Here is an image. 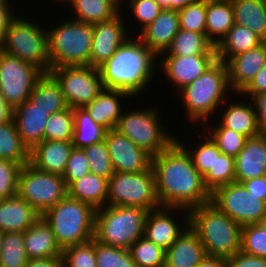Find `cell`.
Listing matches in <instances>:
<instances>
[{
    "label": "cell",
    "mask_w": 266,
    "mask_h": 267,
    "mask_svg": "<svg viewBox=\"0 0 266 267\" xmlns=\"http://www.w3.org/2000/svg\"><path fill=\"white\" fill-rule=\"evenodd\" d=\"M106 205L159 208L153 168L140 173L114 172L108 180Z\"/></svg>",
    "instance_id": "9c48e42d"
},
{
    "label": "cell",
    "mask_w": 266,
    "mask_h": 267,
    "mask_svg": "<svg viewBox=\"0 0 266 267\" xmlns=\"http://www.w3.org/2000/svg\"><path fill=\"white\" fill-rule=\"evenodd\" d=\"M211 203L241 226L256 224L266 213V201L236 181L216 188Z\"/></svg>",
    "instance_id": "5bb4252c"
},
{
    "label": "cell",
    "mask_w": 266,
    "mask_h": 267,
    "mask_svg": "<svg viewBox=\"0 0 266 267\" xmlns=\"http://www.w3.org/2000/svg\"><path fill=\"white\" fill-rule=\"evenodd\" d=\"M62 267H97L95 239L62 250Z\"/></svg>",
    "instance_id": "ee69618b"
},
{
    "label": "cell",
    "mask_w": 266,
    "mask_h": 267,
    "mask_svg": "<svg viewBox=\"0 0 266 267\" xmlns=\"http://www.w3.org/2000/svg\"><path fill=\"white\" fill-rule=\"evenodd\" d=\"M74 132L73 109L68 107L51 114L44 130L45 140L72 141Z\"/></svg>",
    "instance_id": "60d3db41"
},
{
    "label": "cell",
    "mask_w": 266,
    "mask_h": 267,
    "mask_svg": "<svg viewBox=\"0 0 266 267\" xmlns=\"http://www.w3.org/2000/svg\"><path fill=\"white\" fill-rule=\"evenodd\" d=\"M122 12L109 20L93 24L89 66L99 67L129 38Z\"/></svg>",
    "instance_id": "2e32d148"
},
{
    "label": "cell",
    "mask_w": 266,
    "mask_h": 267,
    "mask_svg": "<svg viewBox=\"0 0 266 267\" xmlns=\"http://www.w3.org/2000/svg\"><path fill=\"white\" fill-rule=\"evenodd\" d=\"M13 118V108L6 102L0 93V124L11 121Z\"/></svg>",
    "instance_id": "94428289"
},
{
    "label": "cell",
    "mask_w": 266,
    "mask_h": 267,
    "mask_svg": "<svg viewBox=\"0 0 266 267\" xmlns=\"http://www.w3.org/2000/svg\"><path fill=\"white\" fill-rule=\"evenodd\" d=\"M129 251L137 267L165 266V250L145 236L137 239Z\"/></svg>",
    "instance_id": "ab89813d"
},
{
    "label": "cell",
    "mask_w": 266,
    "mask_h": 267,
    "mask_svg": "<svg viewBox=\"0 0 266 267\" xmlns=\"http://www.w3.org/2000/svg\"><path fill=\"white\" fill-rule=\"evenodd\" d=\"M25 267H62V257L28 259Z\"/></svg>",
    "instance_id": "680465c9"
},
{
    "label": "cell",
    "mask_w": 266,
    "mask_h": 267,
    "mask_svg": "<svg viewBox=\"0 0 266 267\" xmlns=\"http://www.w3.org/2000/svg\"><path fill=\"white\" fill-rule=\"evenodd\" d=\"M179 30L177 10L163 9L155 20L142 29L136 37L159 57L170 47Z\"/></svg>",
    "instance_id": "44dd1931"
},
{
    "label": "cell",
    "mask_w": 266,
    "mask_h": 267,
    "mask_svg": "<svg viewBox=\"0 0 266 267\" xmlns=\"http://www.w3.org/2000/svg\"><path fill=\"white\" fill-rule=\"evenodd\" d=\"M90 173L87 157L82 148H73L64 174L62 175L66 186Z\"/></svg>",
    "instance_id": "f907efd6"
},
{
    "label": "cell",
    "mask_w": 266,
    "mask_h": 267,
    "mask_svg": "<svg viewBox=\"0 0 266 267\" xmlns=\"http://www.w3.org/2000/svg\"><path fill=\"white\" fill-rule=\"evenodd\" d=\"M43 73L34 64L0 50V93L13 109L30 99Z\"/></svg>",
    "instance_id": "4fadbf2b"
},
{
    "label": "cell",
    "mask_w": 266,
    "mask_h": 267,
    "mask_svg": "<svg viewBox=\"0 0 266 267\" xmlns=\"http://www.w3.org/2000/svg\"><path fill=\"white\" fill-rule=\"evenodd\" d=\"M157 58L138 37L136 40L129 37L98 67L103 87L126 92L131 99L136 98V95L146 91L157 72Z\"/></svg>",
    "instance_id": "7a4b0ae2"
},
{
    "label": "cell",
    "mask_w": 266,
    "mask_h": 267,
    "mask_svg": "<svg viewBox=\"0 0 266 267\" xmlns=\"http://www.w3.org/2000/svg\"><path fill=\"white\" fill-rule=\"evenodd\" d=\"M234 23L243 25L266 42V0H231Z\"/></svg>",
    "instance_id": "d6a6232c"
},
{
    "label": "cell",
    "mask_w": 266,
    "mask_h": 267,
    "mask_svg": "<svg viewBox=\"0 0 266 267\" xmlns=\"http://www.w3.org/2000/svg\"><path fill=\"white\" fill-rule=\"evenodd\" d=\"M223 103L222 114L219 115V123L228 129L234 130L246 137H253L261 133L257 124V117L253 102L246 101L231 104ZM225 107V108H224Z\"/></svg>",
    "instance_id": "83f0119b"
},
{
    "label": "cell",
    "mask_w": 266,
    "mask_h": 267,
    "mask_svg": "<svg viewBox=\"0 0 266 267\" xmlns=\"http://www.w3.org/2000/svg\"><path fill=\"white\" fill-rule=\"evenodd\" d=\"M117 0H73L69 7L74 10L72 20L82 23H99L117 15L121 6Z\"/></svg>",
    "instance_id": "836d02e7"
},
{
    "label": "cell",
    "mask_w": 266,
    "mask_h": 267,
    "mask_svg": "<svg viewBox=\"0 0 266 267\" xmlns=\"http://www.w3.org/2000/svg\"><path fill=\"white\" fill-rule=\"evenodd\" d=\"M0 255L1 267H25L28 257L23 232H7L3 236Z\"/></svg>",
    "instance_id": "f35d334b"
},
{
    "label": "cell",
    "mask_w": 266,
    "mask_h": 267,
    "mask_svg": "<svg viewBox=\"0 0 266 267\" xmlns=\"http://www.w3.org/2000/svg\"><path fill=\"white\" fill-rule=\"evenodd\" d=\"M128 9L141 25L139 32L152 23L163 10L155 0H129Z\"/></svg>",
    "instance_id": "816d5d0a"
},
{
    "label": "cell",
    "mask_w": 266,
    "mask_h": 267,
    "mask_svg": "<svg viewBox=\"0 0 266 267\" xmlns=\"http://www.w3.org/2000/svg\"><path fill=\"white\" fill-rule=\"evenodd\" d=\"M4 232L0 229V255H1V248H2V240H3V236H4Z\"/></svg>",
    "instance_id": "e7e4bbea"
},
{
    "label": "cell",
    "mask_w": 266,
    "mask_h": 267,
    "mask_svg": "<svg viewBox=\"0 0 266 267\" xmlns=\"http://www.w3.org/2000/svg\"><path fill=\"white\" fill-rule=\"evenodd\" d=\"M161 69L174 88L180 92L195 81L216 60V55L159 56Z\"/></svg>",
    "instance_id": "ac0fdd59"
},
{
    "label": "cell",
    "mask_w": 266,
    "mask_h": 267,
    "mask_svg": "<svg viewBox=\"0 0 266 267\" xmlns=\"http://www.w3.org/2000/svg\"><path fill=\"white\" fill-rule=\"evenodd\" d=\"M130 97L126 92L103 88L98 96L84 108L97 124L108 131L116 128L123 111H125L122 110L123 102L121 100Z\"/></svg>",
    "instance_id": "d4e9b609"
},
{
    "label": "cell",
    "mask_w": 266,
    "mask_h": 267,
    "mask_svg": "<svg viewBox=\"0 0 266 267\" xmlns=\"http://www.w3.org/2000/svg\"><path fill=\"white\" fill-rule=\"evenodd\" d=\"M0 50L34 64L43 72L50 71L47 29L29 19L17 15L0 43Z\"/></svg>",
    "instance_id": "ba28073f"
},
{
    "label": "cell",
    "mask_w": 266,
    "mask_h": 267,
    "mask_svg": "<svg viewBox=\"0 0 266 267\" xmlns=\"http://www.w3.org/2000/svg\"><path fill=\"white\" fill-rule=\"evenodd\" d=\"M189 225L198 233L207 256L228 259L240 251L242 226L213 203L192 208Z\"/></svg>",
    "instance_id": "277c9868"
},
{
    "label": "cell",
    "mask_w": 266,
    "mask_h": 267,
    "mask_svg": "<svg viewBox=\"0 0 266 267\" xmlns=\"http://www.w3.org/2000/svg\"><path fill=\"white\" fill-rule=\"evenodd\" d=\"M180 29L206 35V0L177 10Z\"/></svg>",
    "instance_id": "7dc6e473"
},
{
    "label": "cell",
    "mask_w": 266,
    "mask_h": 267,
    "mask_svg": "<svg viewBox=\"0 0 266 267\" xmlns=\"http://www.w3.org/2000/svg\"><path fill=\"white\" fill-rule=\"evenodd\" d=\"M234 24L231 0H206V36L215 46Z\"/></svg>",
    "instance_id": "f546056e"
},
{
    "label": "cell",
    "mask_w": 266,
    "mask_h": 267,
    "mask_svg": "<svg viewBox=\"0 0 266 267\" xmlns=\"http://www.w3.org/2000/svg\"><path fill=\"white\" fill-rule=\"evenodd\" d=\"M21 168L18 163L0 159V200L17 195Z\"/></svg>",
    "instance_id": "681fc988"
},
{
    "label": "cell",
    "mask_w": 266,
    "mask_h": 267,
    "mask_svg": "<svg viewBox=\"0 0 266 267\" xmlns=\"http://www.w3.org/2000/svg\"><path fill=\"white\" fill-rule=\"evenodd\" d=\"M17 195L42 216L68 195V187L62 175L41 171L27 163L19 174Z\"/></svg>",
    "instance_id": "8fae6325"
},
{
    "label": "cell",
    "mask_w": 266,
    "mask_h": 267,
    "mask_svg": "<svg viewBox=\"0 0 266 267\" xmlns=\"http://www.w3.org/2000/svg\"><path fill=\"white\" fill-rule=\"evenodd\" d=\"M93 38V24L69 18L61 25L47 28L50 68L88 66Z\"/></svg>",
    "instance_id": "52a82bcc"
},
{
    "label": "cell",
    "mask_w": 266,
    "mask_h": 267,
    "mask_svg": "<svg viewBox=\"0 0 266 267\" xmlns=\"http://www.w3.org/2000/svg\"><path fill=\"white\" fill-rule=\"evenodd\" d=\"M257 224L263 229H266V213L260 218Z\"/></svg>",
    "instance_id": "be15d7a7"
},
{
    "label": "cell",
    "mask_w": 266,
    "mask_h": 267,
    "mask_svg": "<svg viewBox=\"0 0 266 267\" xmlns=\"http://www.w3.org/2000/svg\"><path fill=\"white\" fill-rule=\"evenodd\" d=\"M197 267H227L226 259L206 256Z\"/></svg>",
    "instance_id": "6125c7cd"
},
{
    "label": "cell",
    "mask_w": 266,
    "mask_h": 267,
    "mask_svg": "<svg viewBox=\"0 0 266 267\" xmlns=\"http://www.w3.org/2000/svg\"><path fill=\"white\" fill-rule=\"evenodd\" d=\"M59 82L68 107L84 108L103 90L101 74L94 66H60L49 71Z\"/></svg>",
    "instance_id": "7c38bea8"
},
{
    "label": "cell",
    "mask_w": 266,
    "mask_h": 267,
    "mask_svg": "<svg viewBox=\"0 0 266 267\" xmlns=\"http://www.w3.org/2000/svg\"><path fill=\"white\" fill-rule=\"evenodd\" d=\"M243 186L259 199L266 201V175L241 182Z\"/></svg>",
    "instance_id": "6f0895ef"
},
{
    "label": "cell",
    "mask_w": 266,
    "mask_h": 267,
    "mask_svg": "<svg viewBox=\"0 0 266 267\" xmlns=\"http://www.w3.org/2000/svg\"><path fill=\"white\" fill-rule=\"evenodd\" d=\"M82 149L87 157L90 173L109 179L114 169L105 140Z\"/></svg>",
    "instance_id": "f6af8a7d"
},
{
    "label": "cell",
    "mask_w": 266,
    "mask_h": 267,
    "mask_svg": "<svg viewBox=\"0 0 266 267\" xmlns=\"http://www.w3.org/2000/svg\"><path fill=\"white\" fill-rule=\"evenodd\" d=\"M96 210L83 201L66 196L43 215L50 224L56 242L63 250L94 238Z\"/></svg>",
    "instance_id": "5b68a950"
},
{
    "label": "cell",
    "mask_w": 266,
    "mask_h": 267,
    "mask_svg": "<svg viewBox=\"0 0 266 267\" xmlns=\"http://www.w3.org/2000/svg\"><path fill=\"white\" fill-rule=\"evenodd\" d=\"M190 55H216L215 45L204 34L180 29L160 56Z\"/></svg>",
    "instance_id": "e575fe53"
},
{
    "label": "cell",
    "mask_w": 266,
    "mask_h": 267,
    "mask_svg": "<svg viewBox=\"0 0 266 267\" xmlns=\"http://www.w3.org/2000/svg\"><path fill=\"white\" fill-rule=\"evenodd\" d=\"M231 93H239L266 64V42L231 57L226 63Z\"/></svg>",
    "instance_id": "d6986e66"
},
{
    "label": "cell",
    "mask_w": 266,
    "mask_h": 267,
    "mask_svg": "<svg viewBox=\"0 0 266 267\" xmlns=\"http://www.w3.org/2000/svg\"><path fill=\"white\" fill-rule=\"evenodd\" d=\"M41 215L18 195L0 200V229L25 232Z\"/></svg>",
    "instance_id": "4316f807"
},
{
    "label": "cell",
    "mask_w": 266,
    "mask_h": 267,
    "mask_svg": "<svg viewBox=\"0 0 266 267\" xmlns=\"http://www.w3.org/2000/svg\"><path fill=\"white\" fill-rule=\"evenodd\" d=\"M0 159L18 163H29V151L22 144L13 119L0 124Z\"/></svg>",
    "instance_id": "8d00e7d4"
},
{
    "label": "cell",
    "mask_w": 266,
    "mask_h": 267,
    "mask_svg": "<svg viewBox=\"0 0 266 267\" xmlns=\"http://www.w3.org/2000/svg\"><path fill=\"white\" fill-rule=\"evenodd\" d=\"M73 147L84 148L105 140L107 130L97 124L85 108H74Z\"/></svg>",
    "instance_id": "d590c367"
},
{
    "label": "cell",
    "mask_w": 266,
    "mask_h": 267,
    "mask_svg": "<svg viewBox=\"0 0 266 267\" xmlns=\"http://www.w3.org/2000/svg\"><path fill=\"white\" fill-rule=\"evenodd\" d=\"M97 267H137L129 250L108 246L95 240Z\"/></svg>",
    "instance_id": "bcb514c9"
},
{
    "label": "cell",
    "mask_w": 266,
    "mask_h": 267,
    "mask_svg": "<svg viewBox=\"0 0 266 267\" xmlns=\"http://www.w3.org/2000/svg\"><path fill=\"white\" fill-rule=\"evenodd\" d=\"M162 9L179 10L202 0H155Z\"/></svg>",
    "instance_id": "91938a15"
},
{
    "label": "cell",
    "mask_w": 266,
    "mask_h": 267,
    "mask_svg": "<svg viewBox=\"0 0 266 267\" xmlns=\"http://www.w3.org/2000/svg\"><path fill=\"white\" fill-rule=\"evenodd\" d=\"M262 42L249 28L234 24L215 46L217 59L226 63L231 57L252 50Z\"/></svg>",
    "instance_id": "4dcf8cb0"
},
{
    "label": "cell",
    "mask_w": 266,
    "mask_h": 267,
    "mask_svg": "<svg viewBox=\"0 0 266 267\" xmlns=\"http://www.w3.org/2000/svg\"><path fill=\"white\" fill-rule=\"evenodd\" d=\"M9 3L11 4L9 0H0V43L4 39L10 23L17 17V15L14 16L13 8Z\"/></svg>",
    "instance_id": "9f6ffc18"
},
{
    "label": "cell",
    "mask_w": 266,
    "mask_h": 267,
    "mask_svg": "<svg viewBox=\"0 0 266 267\" xmlns=\"http://www.w3.org/2000/svg\"><path fill=\"white\" fill-rule=\"evenodd\" d=\"M30 100L50 115L68 108L59 82L50 72H44L38 78Z\"/></svg>",
    "instance_id": "1f68e13d"
},
{
    "label": "cell",
    "mask_w": 266,
    "mask_h": 267,
    "mask_svg": "<svg viewBox=\"0 0 266 267\" xmlns=\"http://www.w3.org/2000/svg\"><path fill=\"white\" fill-rule=\"evenodd\" d=\"M240 250L250 255L266 258V229L257 223L242 226Z\"/></svg>",
    "instance_id": "c3c4849f"
},
{
    "label": "cell",
    "mask_w": 266,
    "mask_h": 267,
    "mask_svg": "<svg viewBox=\"0 0 266 267\" xmlns=\"http://www.w3.org/2000/svg\"><path fill=\"white\" fill-rule=\"evenodd\" d=\"M207 256L198 233L188 225L165 250L164 267H197Z\"/></svg>",
    "instance_id": "603a6c76"
},
{
    "label": "cell",
    "mask_w": 266,
    "mask_h": 267,
    "mask_svg": "<svg viewBox=\"0 0 266 267\" xmlns=\"http://www.w3.org/2000/svg\"><path fill=\"white\" fill-rule=\"evenodd\" d=\"M205 135L200 134L198 137L201 138V142L198 143L197 147L187 148V146L184 145L181 140H178V137L176 140L185 148V150L190 155L194 167L197 169V171L204 176L208 170H213V166L215 163L216 156H220L222 153L218 149L215 142L211 139V137L207 134V131H204ZM204 137V138H203ZM206 137V138H205ZM205 139V140H204ZM203 140V142H202ZM195 148V149H193ZM191 151V152H190Z\"/></svg>",
    "instance_id": "74e56055"
},
{
    "label": "cell",
    "mask_w": 266,
    "mask_h": 267,
    "mask_svg": "<svg viewBox=\"0 0 266 267\" xmlns=\"http://www.w3.org/2000/svg\"><path fill=\"white\" fill-rule=\"evenodd\" d=\"M60 1H61V3H62V2H64V3L67 2L68 4H69V3L71 4V3L73 2V0H60Z\"/></svg>",
    "instance_id": "03108f58"
},
{
    "label": "cell",
    "mask_w": 266,
    "mask_h": 267,
    "mask_svg": "<svg viewBox=\"0 0 266 267\" xmlns=\"http://www.w3.org/2000/svg\"><path fill=\"white\" fill-rule=\"evenodd\" d=\"M226 263L227 267H266V258L250 255L240 250L226 259Z\"/></svg>",
    "instance_id": "f5cc1de1"
},
{
    "label": "cell",
    "mask_w": 266,
    "mask_h": 267,
    "mask_svg": "<svg viewBox=\"0 0 266 267\" xmlns=\"http://www.w3.org/2000/svg\"><path fill=\"white\" fill-rule=\"evenodd\" d=\"M250 100L255 107L259 130L266 133V92L254 95Z\"/></svg>",
    "instance_id": "11a10c76"
},
{
    "label": "cell",
    "mask_w": 266,
    "mask_h": 267,
    "mask_svg": "<svg viewBox=\"0 0 266 267\" xmlns=\"http://www.w3.org/2000/svg\"><path fill=\"white\" fill-rule=\"evenodd\" d=\"M159 113L153 107L123 111L115 129L152 156L158 155L176 139L162 126Z\"/></svg>",
    "instance_id": "30bf717a"
},
{
    "label": "cell",
    "mask_w": 266,
    "mask_h": 267,
    "mask_svg": "<svg viewBox=\"0 0 266 267\" xmlns=\"http://www.w3.org/2000/svg\"><path fill=\"white\" fill-rule=\"evenodd\" d=\"M50 114L30 99L13 109V121L22 144L30 152L44 140V130Z\"/></svg>",
    "instance_id": "ffe728a7"
},
{
    "label": "cell",
    "mask_w": 266,
    "mask_h": 267,
    "mask_svg": "<svg viewBox=\"0 0 266 267\" xmlns=\"http://www.w3.org/2000/svg\"><path fill=\"white\" fill-rule=\"evenodd\" d=\"M203 182L210 193L222 185L235 182V158L226 154L216 156L213 170H208Z\"/></svg>",
    "instance_id": "b9f144b4"
},
{
    "label": "cell",
    "mask_w": 266,
    "mask_h": 267,
    "mask_svg": "<svg viewBox=\"0 0 266 267\" xmlns=\"http://www.w3.org/2000/svg\"><path fill=\"white\" fill-rule=\"evenodd\" d=\"M228 89L231 90L227 66L225 62L217 59L178 94H181V102L186 108V117L191 124L194 123L196 126L202 122V125H206L208 120H211V115L214 113V116L217 110H221L220 107L226 102L225 98H230L225 96L229 95Z\"/></svg>",
    "instance_id": "3957f363"
},
{
    "label": "cell",
    "mask_w": 266,
    "mask_h": 267,
    "mask_svg": "<svg viewBox=\"0 0 266 267\" xmlns=\"http://www.w3.org/2000/svg\"><path fill=\"white\" fill-rule=\"evenodd\" d=\"M264 92H266V64L239 94L245 95V98L248 96L246 100H250L254 95Z\"/></svg>",
    "instance_id": "db71d44e"
},
{
    "label": "cell",
    "mask_w": 266,
    "mask_h": 267,
    "mask_svg": "<svg viewBox=\"0 0 266 267\" xmlns=\"http://www.w3.org/2000/svg\"><path fill=\"white\" fill-rule=\"evenodd\" d=\"M73 148L72 141L44 139L29 152V163L41 171L63 175Z\"/></svg>",
    "instance_id": "cb8c5ba5"
},
{
    "label": "cell",
    "mask_w": 266,
    "mask_h": 267,
    "mask_svg": "<svg viewBox=\"0 0 266 267\" xmlns=\"http://www.w3.org/2000/svg\"><path fill=\"white\" fill-rule=\"evenodd\" d=\"M148 210L130 206H112L96 210L94 239L101 244L129 250L144 236Z\"/></svg>",
    "instance_id": "8992f818"
},
{
    "label": "cell",
    "mask_w": 266,
    "mask_h": 267,
    "mask_svg": "<svg viewBox=\"0 0 266 267\" xmlns=\"http://www.w3.org/2000/svg\"><path fill=\"white\" fill-rule=\"evenodd\" d=\"M218 123V124H217ZM211 127L208 135L215 142L222 154L235 158L245 145L248 137L228 128L223 127L218 121ZM211 132V133H210Z\"/></svg>",
    "instance_id": "7bdbcfd3"
},
{
    "label": "cell",
    "mask_w": 266,
    "mask_h": 267,
    "mask_svg": "<svg viewBox=\"0 0 266 267\" xmlns=\"http://www.w3.org/2000/svg\"><path fill=\"white\" fill-rule=\"evenodd\" d=\"M28 259L61 257L62 249L55 239L50 224L40 216L23 232Z\"/></svg>",
    "instance_id": "484cf974"
},
{
    "label": "cell",
    "mask_w": 266,
    "mask_h": 267,
    "mask_svg": "<svg viewBox=\"0 0 266 267\" xmlns=\"http://www.w3.org/2000/svg\"><path fill=\"white\" fill-rule=\"evenodd\" d=\"M266 175V133L248 137L235 157V181L241 183Z\"/></svg>",
    "instance_id": "7402d4cb"
},
{
    "label": "cell",
    "mask_w": 266,
    "mask_h": 267,
    "mask_svg": "<svg viewBox=\"0 0 266 267\" xmlns=\"http://www.w3.org/2000/svg\"><path fill=\"white\" fill-rule=\"evenodd\" d=\"M105 142L114 172L140 173L152 167L153 156L116 129L106 132Z\"/></svg>",
    "instance_id": "9a60e30c"
},
{
    "label": "cell",
    "mask_w": 266,
    "mask_h": 267,
    "mask_svg": "<svg viewBox=\"0 0 266 267\" xmlns=\"http://www.w3.org/2000/svg\"><path fill=\"white\" fill-rule=\"evenodd\" d=\"M152 168L160 206L190 211L211 202V193L204 185L203 176L176 139L164 151L153 156Z\"/></svg>",
    "instance_id": "6da1fadb"
},
{
    "label": "cell",
    "mask_w": 266,
    "mask_h": 267,
    "mask_svg": "<svg viewBox=\"0 0 266 267\" xmlns=\"http://www.w3.org/2000/svg\"><path fill=\"white\" fill-rule=\"evenodd\" d=\"M175 210L177 212L179 210L180 212L181 210L182 212L185 211V217L182 218L184 221H180L181 223L176 222L178 220L175 219ZM171 211L174 214L173 217ZM188 225L189 210L179 207L160 206L148 212L145 220L144 236L164 250H167Z\"/></svg>",
    "instance_id": "e0dca14e"
},
{
    "label": "cell",
    "mask_w": 266,
    "mask_h": 267,
    "mask_svg": "<svg viewBox=\"0 0 266 267\" xmlns=\"http://www.w3.org/2000/svg\"><path fill=\"white\" fill-rule=\"evenodd\" d=\"M108 180L89 173L68 186V196L91 205L95 210L106 206Z\"/></svg>",
    "instance_id": "f1b7e54d"
}]
</instances>
